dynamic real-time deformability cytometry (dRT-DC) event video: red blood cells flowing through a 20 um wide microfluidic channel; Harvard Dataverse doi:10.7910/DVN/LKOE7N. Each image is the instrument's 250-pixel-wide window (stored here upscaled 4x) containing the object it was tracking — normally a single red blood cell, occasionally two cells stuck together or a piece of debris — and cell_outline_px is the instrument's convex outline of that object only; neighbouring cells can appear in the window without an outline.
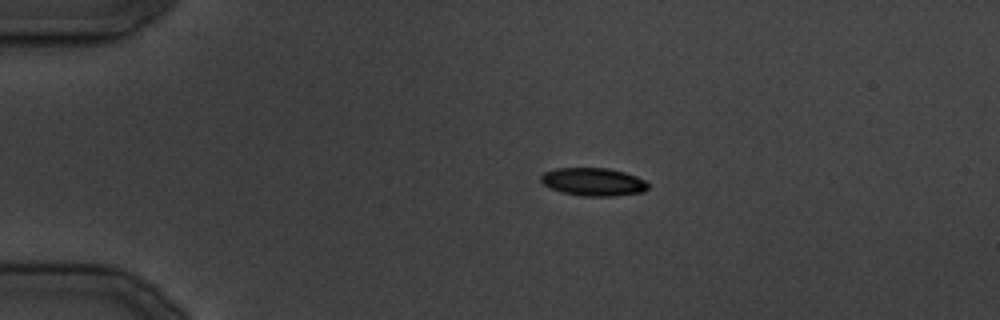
{"species": "common noctule bat (a hibernating species)", "species_latin": "Nyctalus noctula", "temperature_condition": "cold", "stored_images_in_passage": 15, "camera_frame_rate_fps": 3000, "um_per_image_px": 0.085, "animal": {"sex": "male", "body_mass_g": 19.5, "forearm_length_mm": 54.6}, "frame": {"image": 1, "passage_image": 7, "time_ms": 7.667, "image_size_px": [1000, 320], "cell_outline_px": [[648, 188], [644, 192], [612, 196], [580, 196], [560, 192], [544, 184], [540, 180], [540, 176], [544, 172], [556, 168], [608, 168], [624, 172], [636, 176], [644, 180], [648, 184]], "centroid_in_image_um": [50.42, 15.46], "position_along_channel_um": 34.6, "area_um2": 17.51}}
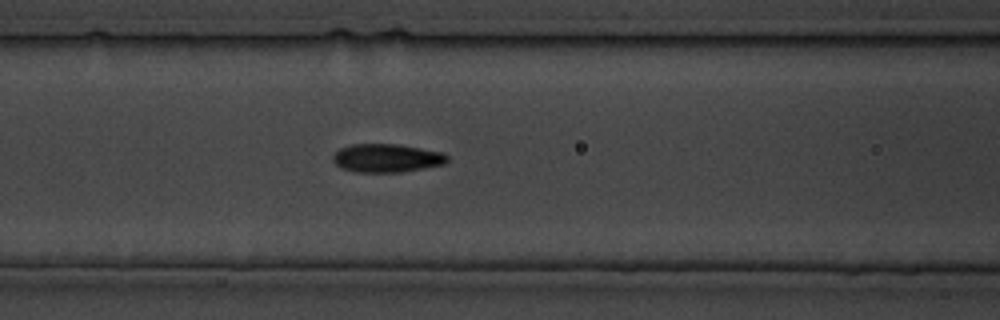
{"frame": {"image": 2, "passage_image": 15, "time_ms": 17.0, "image_size_px": [1000, 320], "cell_outline_px": [[448, 160], [444, 164], [424, 168], [400, 172], [356, 172], [340, 168], [332, 160], [332, 156], [340, 148], [352, 144], [396, 144], [444, 152], [448, 156]], "centroid_in_image_um": [32.86, 13.44], "position_along_channel_um": 133.7, "area_um2": 18.96}}